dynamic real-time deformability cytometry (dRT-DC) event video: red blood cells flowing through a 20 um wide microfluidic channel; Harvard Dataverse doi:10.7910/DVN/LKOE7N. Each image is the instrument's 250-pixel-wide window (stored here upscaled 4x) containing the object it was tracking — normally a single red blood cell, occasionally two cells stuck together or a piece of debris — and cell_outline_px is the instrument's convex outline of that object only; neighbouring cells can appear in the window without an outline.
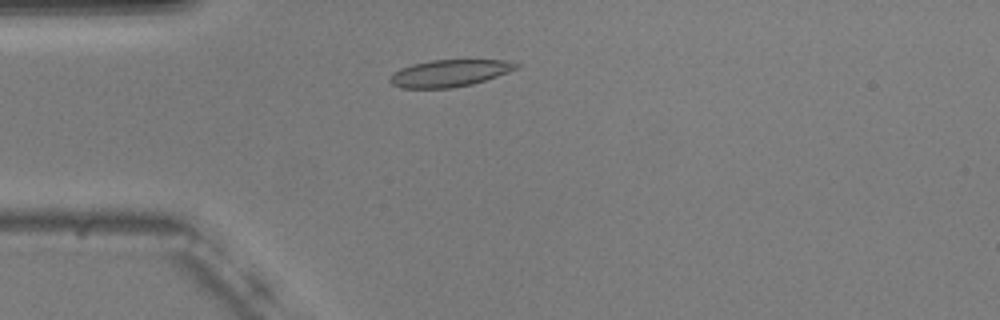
{"species": "common noctule bat (a hibernating species)", "species_latin": "Nyctalus noctula", "temperature_condition": "warm", "stored_images_in_passage": 48, "camera_frame_rate_fps": 3000, "um_per_image_px": 0.085, "animal": {"sex": "male", "body_mass_g": 20.5, "forearm_length_mm": 52.5}, "frame": {"image": 1, "passage_image": 8, "time_ms": 2.333, "image_size_px": [1000, 320], "cell_outline_px": [[520, 68], [472, 84], [452, 88], [404, 88], [392, 84], [388, 80], [396, 72], [412, 64], [432, 60], [504, 60], [520, 64]], "centroid_in_image_um": [38.25, 6.22], "position_along_channel_um": 46.7, "area_um2": 19.54}}
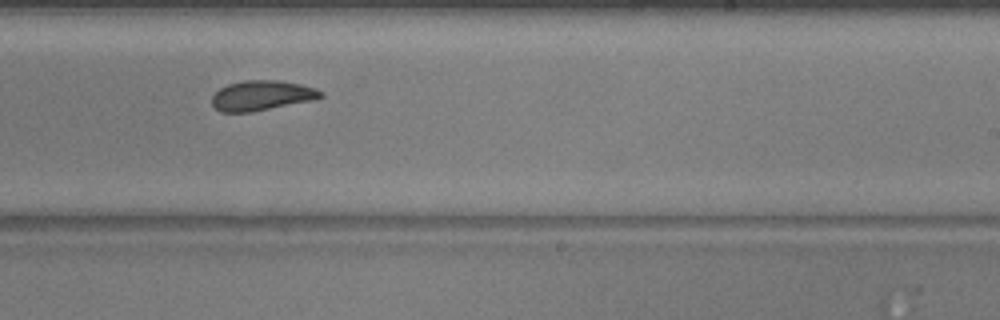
{"frame": {"image": 2, "passage_image": 27, "time_ms": 8.667, "image_size_px": [1000, 320], "cell_outline_px": [[324, 96], [312, 100], [252, 112], [220, 112], [212, 104], [212, 96], [220, 88], [228, 84], [244, 80], [280, 80], [300, 84], [316, 88], [324, 92]], "centroid_in_image_um": [22.26, 8.11], "position_along_channel_um": 266.7, "area_um2": 19.02}}
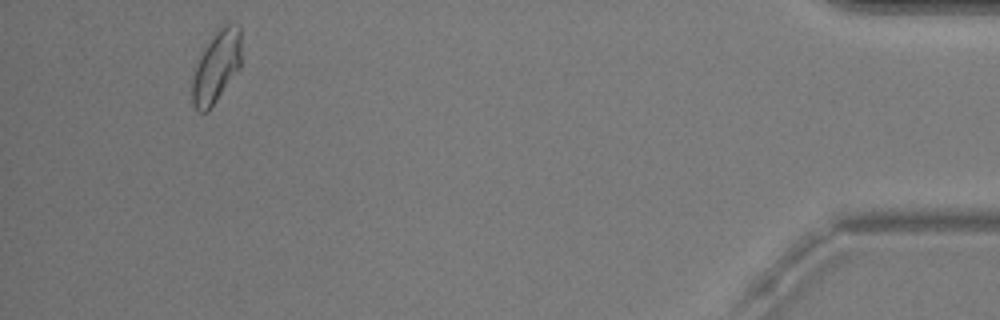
{"frame": {"image": 3, "passage_image": 45, "time_ms": 14.667, "image_size_px": [1000, 320], "cell_outline_px": [[240, 68], [208, 112], [200, 112], [192, 104], [192, 80], [196, 64], [200, 52], [216, 28], [228, 24], [240, 24]], "centroid_in_image_um": [18.37, 5.64], "position_along_channel_um": 416.8, "area_um2": 20.81}, "authors_computed_cell_mechanics": {"area_um2": 19.7098, "velocity_mm_per_s": 3.6962, "shape_relaxation_time_tau1_ms": 4.7631, "shape_relaxation_time_tau2_ms": 1.8012, "deformation_change_tau1": 0.1488, "deformation_change_tau2": 0.0761}}